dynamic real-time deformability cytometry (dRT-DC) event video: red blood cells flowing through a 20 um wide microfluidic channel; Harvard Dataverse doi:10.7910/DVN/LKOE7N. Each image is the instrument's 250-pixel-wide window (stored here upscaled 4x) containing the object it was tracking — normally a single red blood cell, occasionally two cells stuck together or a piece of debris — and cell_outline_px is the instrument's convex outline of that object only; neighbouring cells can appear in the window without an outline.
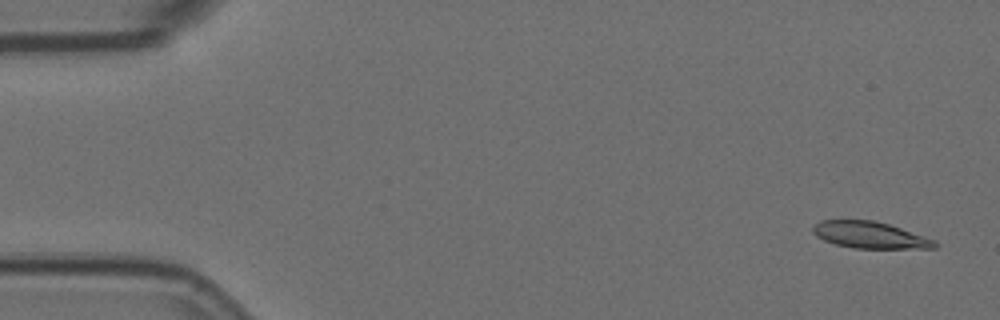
{"species": "Egyptian fruit bat (a non-hibernating species)", "species_latin": "Rousettus aegyptiacus", "temperature_condition": "room temperature", "stored_images_in_passage": 5, "camera_frame_rate_fps": 3000, "um_per_image_px": 0.085, "animal": {"sex": "female"}, "frame": {"image": 1, "passage_image": 1, "time_ms": 0.0, "image_size_px": [1000, 320], "cell_outline_px": [[940, 244], [936, 248], [852, 248], [836, 244], [824, 240], [816, 236], [812, 232], [812, 228], [820, 220], [872, 220], [888, 224], [936, 240]], "centroid_in_image_um": [73.95, 19.98], "position_along_channel_um": 11.0, "area_um2": 18.84}}
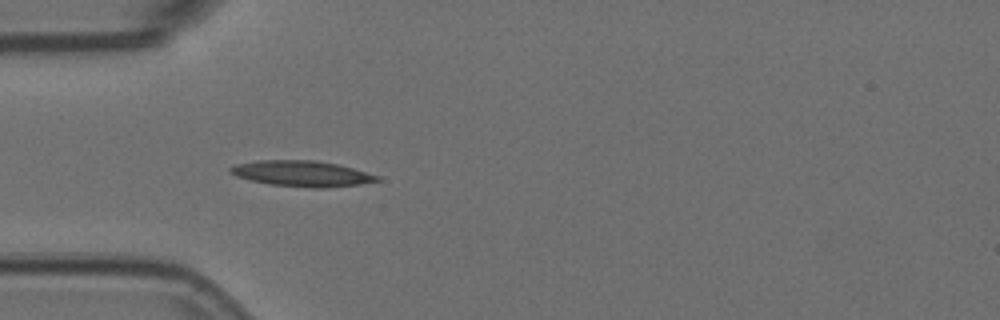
{"frame": {"image": 2, "passage_image": 5, "time_ms": 1.333, "image_size_px": [1000, 320], "cell_outline_px": [[380, 180], [360, 184], [324, 188], [312, 188], [268, 184], [236, 176], [228, 172], [228, 168], [236, 164], [256, 160], [316, 160], [336, 164], [352, 168], [380, 176]], "centroid_in_image_um": [25.63, 14.75], "position_along_channel_um": 59.4, "area_um2": 22.02}}